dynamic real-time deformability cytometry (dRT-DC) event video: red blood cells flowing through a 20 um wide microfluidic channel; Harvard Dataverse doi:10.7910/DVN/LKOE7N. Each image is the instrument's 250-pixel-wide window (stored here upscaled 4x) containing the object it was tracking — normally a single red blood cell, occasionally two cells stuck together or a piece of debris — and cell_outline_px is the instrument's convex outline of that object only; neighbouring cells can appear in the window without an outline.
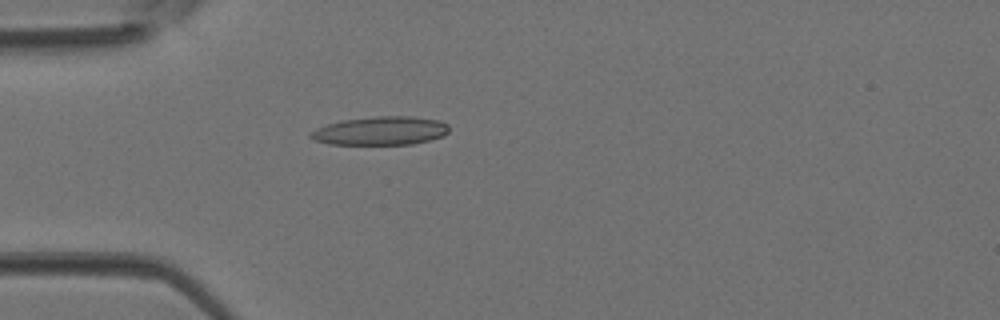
{"species": "Egyptian fruit bat (a non-hibernating species)", "species_latin": "Rousettus aegyptiacus", "temperature_condition": "room temperature", "stored_images_in_passage": 3, "camera_frame_rate_fps": 3000, "um_per_image_px": 0.085, "animal": {"sex": "female"}, "frame": {"image": 1, "passage_image": 3, "time_ms": 0.667, "image_size_px": [1000, 320], "cell_outline_px": [[448, 132], [444, 136], [412, 144], [328, 144], [316, 140], [308, 136], [308, 132], [316, 128], [328, 124], [344, 120], [376, 116], [412, 116], [440, 120], [448, 124]], "centroid_in_image_um": [32.35, 11.11], "position_along_channel_um": 52.6, "area_um2": 23.0}}